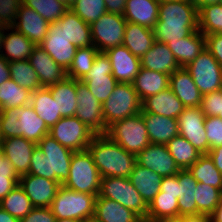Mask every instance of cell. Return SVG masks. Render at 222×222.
I'll use <instances>...</instances> for the list:
<instances>
[{
  "instance_id": "1",
  "label": "cell",
  "mask_w": 222,
  "mask_h": 222,
  "mask_svg": "<svg viewBox=\"0 0 222 222\" xmlns=\"http://www.w3.org/2000/svg\"><path fill=\"white\" fill-rule=\"evenodd\" d=\"M73 153L48 134L32 152L29 174L55 180L62 185L69 177Z\"/></svg>"
},
{
  "instance_id": "2",
  "label": "cell",
  "mask_w": 222,
  "mask_h": 222,
  "mask_svg": "<svg viewBox=\"0 0 222 222\" xmlns=\"http://www.w3.org/2000/svg\"><path fill=\"white\" fill-rule=\"evenodd\" d=\"M102 177H130L136 155L127 152L106 134H95L87 147Z\"/></svg>"
},
{
  "instance_id": "3",
  "label": "cell",
  "mask_w": 222,
  "mask_h": 222,
  "mask_svg": "<svg viewBox=\"0 0 222 222\" xmlns=\"http://www.w3.org/2000/svg\"><path fill=\"white\" fill-rule=\"evenodd\" d=\"M49 131L46 123L37 115L31 104L0 111L2 139L21 136L38 144L49 134Z\"/></svg>"
},
{
  "instance_id": "4",
  "label": "cell",
  "mask_w": 222,
  "mask_h": 222,
  "mask_svg": "<svg viewBox=\"0 0 222 222\" xmlns=\"http://www.w3.org/2000/svg\"><path fill=\"white\" fill-rule=\"evenodd\" d=\"M69 172L64 187L98 196L101 176L88 149L73 153Z\"/></svg>"
},
{
  "instance_id": "5",
  "label": "cell",
  "mask_w": 222,
  "mask_h": 222,
  "mask_svg": "<svg viewBox=\"0 0 222 222\" xmlns=\"http://www.w3.org/2000/svg\"><path fill=\"white\" fill-rule=\"evenodd\" d=\"M102 107L106 134L108 127L114 122L140 113L142 101L132 83L118 82Z\"/></svg>"
},
{
  "instance_id": "6",
  "label": "cell",
  "mask_w": 222,
  "mask_h": 222,
  "mask_svg": "<svg viewBox=\"0 0 222 222\" xmlns=\"http://www.w3.org/2000/svg\"><path fill=\"white\" fill-rule=\"evenodd\" d=\"M96 196L77 192L61 185L50 206L57 219H76L84 221L94 216Z\"/></svg>"
},
{
  "instance_id": "7",
  "label": "cell",
  "mask_w": 222,
  "mask_h": 222,
  "mask_svg": "<svg viewBox=\"0 0 222 222\" xmlns=\"http://www.w3.org/2000/svg\"><path fill=\"white\" fill-rule=\"evenodd\" d=\"M106 135L134 155H137L150 144L148 131L141 113L114 122L108 127Z\"/></svg>"
},
{
  "instance_id": "8",
  "label": "cell",
  "mask_w": 222,
  "mask_h": 222,
  "mask_svg": "<svg viewBox=\"0 0 222 222\" xmlns=\"http://www.w3.org/2000/svg\"><path fill=\"white\" fill-rule=\"evenodd\" d=\"M98 196L114 200L132 210L140 218H146L148 205L126 177H102Z\"/></svg>"
},
{
  "instance_id": "9",
  "label": "cell",
  "mask_w": 222,
  "mask_h": 222,
  "mask_svg": "<svg viewBox=\"0 0 222 222\" xmlns=\"http://www.w3.org/2000/svg\"><path fill=\"white\" fill-rule=\"evenodd\" d=\"M8 20L12 27L36 45H40L47 35L49 23L19 0L8 1Z\"/></svg>"
},
{
  "instance_id": "10",
  "label": "cell",
  "mask_w": 222,
  "mask_h": 222,
  "mask_svg": "<svg viewBox=\"0 0 222 222\" xmlns=\"http://www.w3.org/2000/svg\"><path fill=\"white\" fill-rule=\"evenodd\" d=\"M185 68L202 95L222 89V67L206 48Z\"/></svg>"
},
{
  "instance_id": "11",
  "label": "cell",
  "mask_w": 222,
  "mask_h": 222,
  "mask_svg": "<svg viewBox=\"0 0 222 222\" xmlns=\"http://www.w3.org/2000/svg\"><path fill=\"white\" fill-rule=\"evenodd\" d=\"M127 21L121 14L106 12L91 26L93 45L105 52L123 43Z\"/></svg>"
},
{
  "instance_id": "12",
  "label": "cell",
  "mask_w": 222,
  "mask_h": 222,
  "mask_svg": "<svg viewBox=\"0 0 222 222\" xmlns=\"http://www.w3.org/2000/svg\"><path fill=\"white\" fill-rule=\"evenodd\" d=\"M49 135L64 147L76 152L87 150L95 133L77 117L61 118L49 131Z\"/></svg>"
},
{
  "instance_id": "13",
  "label": "cell",
  "mask_w": 222,
  "mask_h": 222,
  "mask_svg": "<svg viewBox=\"0 0 222 222\" xmlns=\"http://www.w3.org/2000/svg\"><path fill=\"white\" fill-rule=\"evenodd\" d=\"M81 81L102 104L112 94L118 83L112 75L111 62L104 52L96 55L92 68Z\"/></svg>"
},
{
  "instance_id": "14",
  "label": "cell",
  "mask_w": 222,
  "mask_h": 222,
  "mask_svg": "<svg viewBox=\"0 0 222 222\" xmlns=\"http://www.w3.org/2000/svg\"><path fill=\"white\" fill-rule=\"evenodd\" d=\"M77 108L75 117L95 134H105L102 103L96 99L82 81L76 80Z\"/></svg>"
},
{
  "instance_id": "15",
  "label": "cell",
  "mask_w": 222,
  "mask_h": 222,
  "mask_svg": "<svg viewBox=\"0 0 222 222\" xmlns=\"http://www.w3.org/2000/svg\"><path fill=\"white\" fill-rule=\"evenodd\" d=\"M205 118L200 107L184 108L177 118L179 135L188 140L201 154H207L210 150L204 125Z\"/></svg>"
},
{
  "instance_id": "16",
  "label": "cell",
  "mask_w": 222,
  "mask_h": 222,
  "mask_svg": "<svg viewBox=\"0 0 222 222\" xmlns=\"http://www.w3.org/2000/svg\"><path fill=\"white\" fill-rule=\"evenodd\" d=\"M40 46L64 70H68L77 47L69 42L58 21L49 23L48 32Z\"/></svg>"
},
{
  "instance_id": "17",
  "label": "cell",
  "mask_w": 222,
  "mask_h": 222,
  "mask_svg": "<svg viewBox=\"0 0 222 222\" xmlns=\"http://www.w3.org/2000/svg\"><path fill=\"white\" fill-rule=\"evenodd\" d=\"M155 25L198 26L197 7L193 0L161 1Z\"/></svg>"
},
{
  "instance_id": "18",
  "label": "cell",
  "mask_w": 222,
  "mask_h": 222,
  "mask_svg": "<svg viewBox=\"0 0 222 222\" xmlns=\"http://www.w3.org/2000/svg\"><path fill=\"white\" fill-rule=\"evenodd\" d=\"M136 163L162 177L176 175L181 169L166 145L150 143L136 155Z\"/></svg>"
},
{
  "instance_id": "19",
  "label": "cell",
  "mask_w": 222,
  "mask_h": 222,
  "mask_svg": "<svg viewBox=\"0 0 222 222\" xmlns=\"http://www.w3.org/2000/svg\"><path fill=\"white\" fill-rule=\"evenodd\" d=\"M19 185L24 189L34 207H50L61 184L55 180L25 174L20 176Z\"/></svg>"
},
{
  "instance_id": "20",
  "label": "cell",
  "mask_w": 222,
  "mask_h": 222,
  "mask_svg": "<svg viewBox=\"0 0 222 222\" xmlns=\"http://www.w3.org/2000/svg\"><path fill=\"white\" fill-rule=\"evenodd\" d=\"M111 62L112 75L117 82L133 83L141 69L140 58L134 56L124 45L104 52Z\"/></svg>"
},
{
  "instance_id": "21",
  "label": "cell",
  "mask_w": 222,
  "mask_h": 222,
  "mask_svg": "<svg viewBox=\"0 0 222 222\" xmlns=\"http://www.w3.org/2000/svg\"><path fill=\"white\" fill-rule=\"evenodd\" d=\"M1 144L5 157L13 165L17 175L20 177L29 174L32 152L37 144L21 136L4 138Z\"/></svg>"
},
{
  "instance_id": "22",
  "label": "cell",
  "mask_w": 222,
  "mask_h": 222,
  "mask_svg": "<svg viewBox=\"0 0 222 222\" xmlns=\"http://www.w3.org/2000/svg\"><path fill=\"white\" fill-rule=\"evenodd\" d=\"M28 60L38 74L41 87L47 88L67 77L66 70L59 66L40 45H36Z\"/></svg>"
},
{
  "instance_id": "23",
  "label": "cell",
  "mask_w": 222,
  "mask_h": 222,
  "mask_svg": "<svg viewBox=\"0 0 222 222\" xmlns=\"http://www.w3.org/2000/svg\"><path fill=\"white\" fill-rule=\"evenodd\" d=\"M169 88L185 108L200 107L202 94L185 67H180L169 76Z\"/></svg>"
},
{
  "instance_id": "24",
  "label": "cell",
  "mask_w": 222,
  "mask_h": 222,
  "mask_svg": "<svg viewBox=\"0 0 222 222\" xmlns=\"http://www.w3.org/2000/svg\"><path fill=\"white\" fill-rule=\"evenodd\" d=\"M145 121L150 143L166 145L172 138L179 135L176 118H169L141 110Z\"/></svg>"
},
{
  "instance_id": "25",
  "label": "cell",
  "mask_w": 222,
  "mask_h": 222,
  "mask_svg": "<svg viewBox=\"0 0 222 222\" xmlns=\"http://www.w3.org/2000/svg\"><path fill=\"white\" fill-rule=\"evenodd\" d=\"M140 63L142 68L168 75L173 74L180 68L168 45L156 40L152 47L140 58Z\"/></svg>"
},
{
  "instance_id": "26",
  "label": "cell",
  "mask_w": 222,
  "mask_h": 222,
  "mask_svg": "<svg viewBox=\"0 0 222 222\" xmlns=\"http://www.w3.org/2000/svg\"><path fill=\"white\" fill-rule=\"evenodd\" d=\"M180 67L188 66L205 50V35L197 30L189 36L167 43Z\"/></svg>"
},
{
  "instance_id": "27",
  "label": "cell",
  "mask_w": 222,
  "mask_h": 222,
  "mask_svg": "<svg viewBox=\"0 0 222 222\" xmlns=\"http://www.w3.org/2000/svg\"><path fill=\"white\" fill-rule=\"evenodd\" d=\"M184 105L168 87L158 94L151 95L142 101V110L169 118H178Z\"/></svg>"
},
{
  "instance_id": "28",
  "label": "cell",
  "mask_w": 222,
  "mask_h": 222,
  "mask_svg": "<svg viewBox=\"0 0 222 222\" xmlns=\"http://www.w3.org/2000/svg\"><path fill=\"white\" fill-rule=\"evenodd\" d=\"M158 0H127L123 17L127 22L153 29L158 21Z\"/></svg>"
},
{
  "instance_id": "29",
  "label": "cell",
  "mask_w": 222,
  "mask_h": 222,
  "mask_svg": "<svg viewBox=\"0 0 222 222\" xmlns=\"http://www.w3.org/2000/svg\"><path fill=\"white\" fill-rule=\"evenodd\" d=\"M35 47L36 44L34 42L18 32L10 24L6 27L1 55L8 62L28 60Z\"/></svg>"
},
{
  "instance_id": "30",
  "label": "cell",
  "mask_w": 222,
  "mask_h": 222,
  "mask_svg": "<svg viewBox=\"0 0 222 222\" xmlns=\"http://www.w3.org/2000/svg\"><path fill=\"white\" fill-rule=\"evenodd\" d=\"M58 22L69 42L73 43L77 48L93 45L91 26L85 23L70 8Z\"/></svg>"
},
{
  "instance_id": "31",
  "label": "cell",
  "mask_w": 222,
  "mask_h": 222,
  "mask_svg": "<svg viewBox=\"0 0 222 222\" xmlns=\"http://www.w3.org/2000/svg\"><path fill=\"white\" fill-rule=\"evenodd\" d=\"M162 176L135 163L130 173V181L149 206L155 196L160 192Z\"/></svg>"
},
{
  "instance_id": "32",
  "label": "cell",
  "mask_w": 222,
  "mask_h": 222,
  "mask_svg": "<svg viewBox=\"0 0 222 222\" xmlns=\"http://www.w3.org/2000/svg\"><path fill=\"white\" fill-rule=\"evenodd\" d=\"M168 74L142 68L132 83L141 101L151 95L158 94L169 87Z\"/></svg>"
},
{
  "instance_id": "33",
  "label": "cell",
  "mask_w": 222,
  "mask_h": 222,
  "mask_svg": "<svg viewBox=\"0 0 222 222\" xmlns=\"http://www.w3.org/2000/svg\"><path fill=\"white\" fill-rule=\"evenodd\" d=\"M155 41L153 29L127 22L123 43L136 57L141 58Z\"/></svg>"
},
{
  "instance_id": "34",
  "label": "cell",
  "mask_w": 222,
  "mask_h": 222,
  "mask_svg": "<svg viewBox=\"0 0 222 222\" xmlns=\"http://www.w3.org/2000/svg\"><path fill=\"white\" fill-rule=\"evenodd\" d=\"M178 216L198 215L195 194L198 181L188 169L178 172Z\"/></svg>"
},
{
  "instance_id": "35",
  "label": "cell",
  "mask_w": 222,
  "mask_h": 222,
  "mask_svg": "<svg viewBox=\"0 0 222 222\" xmlns=\"http://www.w3.org/2000/svg\"><path fill=\"white\" fill-rule=\"evenodd\" d=\"M94 216L101 222H137L141 219L120 203L100 196L95 200Z\"/></svg>"
},
{
  "instance_id": "36",
  "label": "cell",
  "mask_w": 222,
  "mask_h": 222,
  "mask_svg": "<svg viewBox=\"0 0 222 222\" xmlns=\"http://www.w3.org/2000/svg\"><path fill=\"white\" fill-rule=\"evenodd\" d=\"M56 101L61 117L75 115L77 108L76 80L66 77L63 81L47 87Z\"/></svg>"
},
{
  "instance_id": "37",
  "label": "cell",
  "mask_w": 222,
  "mask_h": 222,
  "mask_svg": "<svg viewBox=\"0 0 222 222\" xmlns=\"http://www.w3.org/2000/svg\"><path fill=\"white\" fill-rule=\"evenodd\" d=\"M30 104L49 129L62 118L51 91L46 87L32 92Z\"/></svg>"
},
{
  "instance_id": "38",
  "label": "cell",
  "mask_w": 222,
  "mask_h": 222,
  "mask_svg": "<svg viewBox=\"0 0 222 222\" xmlns=\"http://www.w3.org/2000/svg\"><path fill=\"white\" fill-rule=\"evenodd\" d=\"M166 146L180 169H188L202 155L181 135L172 138Z\"/></svg>"
},
{
  "instance_id": "39",
  "label": "cell",
  "mask_w": 222,
  "mask_h": 222,
  "mask_svg": "<svg viewBox=\"0 0 222 222\" xmlns=\"http://www.w3.org/2000/svg\"><path fill=\"white\" fill-rule=\"evenodd\" d=\"M32 92L9 79L0 85V111L30 104Z\"/></svg>"
},
{
  "instance_id": "40",
  "label": "cell",
  "mask_w": 222,
  "mask_h": 222,
  "mask_svg": "<svg viewBox=\"0 0 222 222\" xmlns=\"http://www.w3.org/2000/svg\"><path fill=\"white\" fill-rule=\"evenodd\" d=\"M188 170L198 182L222 191V175L207 154H202Z\"/></svg>"
},
{
  "instance_id": "41",
  "label": "cell",
  "mask_w": 222,
  "mask_h": 222,
  "mask_svg": "<svg viewBox=\"0 0 222 222\" xmlns=\"http://www.w3.org/2000/svg\"><path fill=\"white\" fill-rule=\"evenodd\" d=\"M0 207L18 220L26 217L34 208L29 197L19 184L1 200Z\"/></svg>"
},
{
  "instance_id": "42",
  "label": "cell",
  "mask_w": 222,
  "mask_h": 222,
  "mask_svg": "<svg viewBox=\"0 0 222 222\" xmlns=\"http://www.w3.org/2000/svg\"><path fill=\"white\" fill-rule=\"evenodd\" d=\"M9 71L10 79L14 80L19 86L31 92L41 88L38 74L29 60L9 62Z\"/></svg>"
},
{
  "instance_id": "43",
  "label": "cell",
  "mask_w": 222,
  "mask_h": 222,
  "mask_svg": "<svg viewBox=\"0 0 222 222\" xmlns=\"http://www.w3.org/2000/svg\"><path fill=\"white\" fill-rule=\"evenodd\" d=\"M98 53L99 51L94 45L77 48L73 61L66 71L67 77L81 81L92 68Z\"/></svg>"
},
{
  "instance_id": "44",
  "label": "cell",
  "mask_w": 222,
  "mask_h": 222,
  "mask_svg": "<svg viewBox=\"0 0 222 222\" xmlns=\"http://www.w3.org/2000/svg\"><path fill=\"white\" fill-rule=\"evenodd\" d=\"M178 216V199L175 195L159 192L154 200L148 206L147 219L149 221L161 218H170Z\"/></svg>"
},
{
  "instance_id": "45",
  "label": "cell",
  "mask_w": 222,
  "mask_h": 222,
  "mask_svg": "<svg viewBox=\"0 0 222 222\" xmlns=\"http://www.w3.org/2000/svg\"><path fill=\"white\" fill-rule=\"evenodd\" d=\"M195 200L199 214L210 216L222 201V191L198 182Z\"/></svg>"
},
{
  "instance_id": "46",
  "label": "cell",
  "mask_w": 222,
  "mask_h": 222,
  "mask_svg": "<svg viewBox=\"0 0 222 222\" xmlns=\"http://www.w3.org/2000/svg\"><path fill=\"white\" fill-rule=\"evenodd\" d=\"M199 31L204 35L222 33V4L202 7L198 10Z\"/></svg>"
},
{
  "instance_id": "47",
  "label": "cell",
  "mask_w": 222,
  "mask_h": 222,
  "mask_svg": "<svg viewBox=\"0 0 222 222\" xmlns=\"http://www.w3.org/2000/svg\"><path fill=\"white\" fill-rule=\"evenodd\" d=\"M24 6L32 8L48 23L58 21L69 9L57 0H19Z\"/></svg>"
},
{
  "instance_id": "48",
  "label": "cell",
  "mask_w": 222,
  "mask_h": 222,
  "mask_svg": "<svg viewBox=\"0 0 222 222\" xmlns=\"http://www.w3.org/2000/svg\"><path fill=\"white\" fill-rule=\"evenodd\" d=\"M70 9L88 25H92L107 12L105 0H77Z\"/></svg>"
},
{
  "instance_id": "49",
  "label": "cell",
  "mask_w": 222,
  "mask_h": 222,
  "mask_svg": "<svg viewBox=\"0 0 222 222\" xmlns=\"http://www.w3.org/2000/svg\"><path fill=\"white\" fill-rule=\"evenodd\" d=\"M199 30V26L155 25L153 28L156 41L168 43L189 36Z\"/></svg>"
},
{
  "instance_id": "50",
  "label": "cell",
  "mask_w": 222,
  "mask_h": 222,
  "mask_svg": "<svg viewBox=\"0 0 222 222\" xmlns=\"http://www.w3.org/2000/svg\"><path fill=\"white\" fill-rule=\"evenodd\" d=\"M200 108L206 117L222 119V89L202 95Z\"/></svg>"
},
{
  "instance_id": "51",
  "label": "cell",
  "mask_w": 222,
  "mask_h": 222,
  "mask_svg": "<svg viewBox=\"0 0 222 222\" xmlns=\"http://www.w3.org/2000/svg\"><path fill=\"white\" fill-rule=\"evenodd\" d=\"M204 125L210 149L222 146V119L220 117H206Z\"/></svg>"
},
{
  "instance_id": "52",
  "label": "cell",
  "mask_w": 222,
  "mask_h": 222,
  "mask_svg": "<svg viewBox=\"0 0 222 222\" xmlns=\"http://www.w3.org/2000/svg\"><path fill=\"white\" fill-rule=\"evenodd\" d=\"M205 47L222 67V33L205 35Z\"/></svg>"
},
{
  "instance_id": "53",
  "label": "cell",
  "mask_w": 222,
  "mask_h": 222,
  "mask_svg": "<svg viewBox=\"0 0 222 222\" xmlns=\"http://www.w3.org/2000/svg\"><path fill=\"white\" fill-rule=\"evenodd\" d=\"M56 218L53 215L50 207L38 208L34 207L31 212L19 222H55Z\"/></svg>"
},
{
  "instance_id": "54",
  "label": "cell",
  "mask_w": 222,
  "mask_h": 222,
  "mask_svg": "<svg viewBox=\"0 0 222 222\" xmlns=\"http://www.w3.org/2000/svg\"><path fill=\"white\" fill-rule=\"evenodd\" d=\"M17 174H0V202L19 184Z\"/></svg>"
},
{
  "instance_id": "55",
  "label": "cell",
  "mask_w": 222,
  "mask_h": 222,
  "mask_svg": "<svg viewBox=\"0 0 222 222\" xmlns=\"http://www.w3.org/2000/svg\"><path fill=\"white\" fill-rule=\"evenodd\" d=\"M178 173L173 176H166L162 178L160 191L164 194L175 195L178 199Z\"/></svg>"
},
{
  "instance_id": "56",
  "label": "cell",
  "mask_w": 222,
  "mask_h": 222,
  "mask_svg": "<svg viewBox=\"0 0 222 222\" xmlns=\"http://www.w3.org/2000/svg\"><path fill=\"white\" fill-rule=\"evenodd\" d=\"M127 0H105L107 12L123 15L125 12V4Z\"/></svg>"
},
{
  "instance_id": "57",
  "label": "cell",
  "mask_w": 222,
  "mask_h": 222,
  "mask_svg": "<svg viewBox=\"0 0 222 222\" xmlns=\"http://www.w3.org/2000/svg\"><path fill=\"white\" fill-rule=\"evenodd\" d=\"M207 155L210 157L216 169L222 175V146L211 148L209 152L207 153Z\"/></svg>"
},
{
  "instance_id": "58",
  "label": "cell",
  "mask_w": 222,
  "mask_h": 222,
  "mask_svg": "<svg viewBox=\"0 0 222 222\" xmlns=\"http://www.w3.org/2000/svg\"><path fill=\"white\" fill-rule=\"evenodd\" d=\"M9 79V62L2 55H0V85Z\"/></svg>"
},
{
  "instance_id": "59",
  "label": "cell",
  "mask_w": 222,
  "mask_h": 222,
  "mask_svg": "<svg viewBox=\"0 0 222 222\" xmlns=\"http://www.w3.org/2000/svg\"><path fill=\"white\" fill-rule=\"evenodd\" d=\"M183 222H211L210 216L206 215H184Z\"/></svg>"
},
{
  "instance_id": "60",
  "label": "cell",
  "mask_w": 222,
  "mask_h": 222,
  "mask_svg": "<svg viewBox=\"0 0 222 222\" xmlns=\"http://www.w3.org/2000/svg\"><path fill=\"white\" fill-rule=\"evenodd\" d=\"M0 174H17L13 168V165L6 157L2 159V163L0 164Z\"/></svg>"
},
{
  "instance_id": "61",
  "label": "cell",
  "mask_w": 222,
  "mask_h": 222,
  "mask_svg": "<svg viewBox=\"0 0 222 222\" xmlns=\"http://www.w3.org/2000/svg\"><path fill=\"white\" fill-rule=\"evenodd\" d=\"M8 19V1L0 0V25Z\"/></svg>"
},
{
  "instance_id": "62",
  "label": "cell",
  "mask_w": 222,
  "mask_h": 222,
  "mask_svg": "<svg viewBox=\"0 0 222 222\" xmlns=\"http://www.w3.org/2000/svg\"><path fill=\"white\" fill-rule=\"evenodd\" d=\"M211 222H222V201L210 215Z\"/></svg>"
},
{
  "instance_id": "63",
  "label": "cell",
  "mask_w": 222,
  "mask_h": 222,
  "mask_svg": "<svg viewBox=\"0 0 222 222\" xmlns=\"http://www.w3.org/2000/svg\"><path fill=\"white\" fill-rule=\"evenodd\" d=\"M0 222H19V220L0 207Z\"/></svg>"
},
{
  "instance_id": "64",
  "label": "cell",
  "mask_w": 222,
  "mask_h": 222,
  "mask_svg": "<svg viewBox=\"0 0 222 222\" xmlns=\"http://www.w3.org/2000/svg\"><path fill=\"white\" fill-rule=\"evenodd\" d=\"M193 3L196 5L197 10H199L208 5L219 4L220 0H193Z\"/></svg>"
},
{
  "instance_id": "65",
  "label": "cell",
  "mask_w": 222,
  "mask_h": 222,
  "mask_svg": "<svg viewBox=\"0 0 222 222\" xmlns=\"http://www.w3.org/2000/svg\"><path fill=\"white\" fill-rule=\"evenodd\" d=\"M10 24L9 20L7 19L3 24L0 25V55H1V49L3 45V40L5 36L6 27Z\"/></svg>"
},
{
  "instance_id": "66",
  "label": "cell",
  "mask_w": 222,
  "mask_h": 222,
  "mask_svg": "<svg viewBox=\"0 0 222 222\" xmlns=\"http://www.w3.org/2000/svg\"><path fill=\"white\" fill-rule=\"evenodd\" d=\"M150 222H183V216L170 217V218H161L158 220H153Z\"/></svg>"
},
{
  "instance_id": "67",
  "label": "cell",
  "mask_w": 222,
  "mask_h": 222,
  "mask_svg": "<svg viewBox=\"0 0 222 222\" xmlns=\"http://www.w3.org/2000/svg\"><path fill=\"white\" fill-rule=\"evenodd\" d=\"M77 0H62V3L65 4L68 8L72 6Z\"/></svg>"
},
{
  "instance_id": "68",
  "label": "cell",
  "mask_w": 222,
  "mask_h": 222,
  "mask_svg": "<svg viewBox=\"0 0 222 222\" xmlns=\"http://www.w3.org/2000/svg\"><path fill=\"white\" fill-rule=\"evenodd\" d=\"M83 222H101V221L95 216H91V217L86 218Z\"/></svg>"
},
{
  "instance_id": "69",
  "label": "cell",
  "mask_w": 222,
  "mask_h": 222,
  "mask_svg": "<svg viewBox=\"0 0 222 222\" xmlns=\"http://www.w3.org/2000/svg\"><path fill=\"white\" fill-rule=\"evenodd\" d=\"M55 222H83L76 219H57Z\"/></svg>"
},
{
  "instance_id": "70",
  "label": "cell",
  "mask_w": 222,
  "mask_h": 222,
  "mask_svg": "<svg viewBox=\"0 0 222 222\" xmlns=\"http://www.w3.org/2000/svg\"><path fill=\"white\" fill-rule=\"evenodd\" d=\"M5 157L4 155V149L2 144H0V164L2 163V159Z\"/></svg>"
},
{
  "instance_id": "71",
  "label": "cell",
  "mask_w": 222,
  "mask_h": 222,
  "mask_svg": "<svg viewBox=\"0 0 222 222\" xmlns=\"http://www.w3.org/2000/svg\"><path fill=\"white\" fill-rule=\"evenodd\" d=\"M137 222H150L147 218H141L139 221Z\"/></svg>"
}]
</instances>
